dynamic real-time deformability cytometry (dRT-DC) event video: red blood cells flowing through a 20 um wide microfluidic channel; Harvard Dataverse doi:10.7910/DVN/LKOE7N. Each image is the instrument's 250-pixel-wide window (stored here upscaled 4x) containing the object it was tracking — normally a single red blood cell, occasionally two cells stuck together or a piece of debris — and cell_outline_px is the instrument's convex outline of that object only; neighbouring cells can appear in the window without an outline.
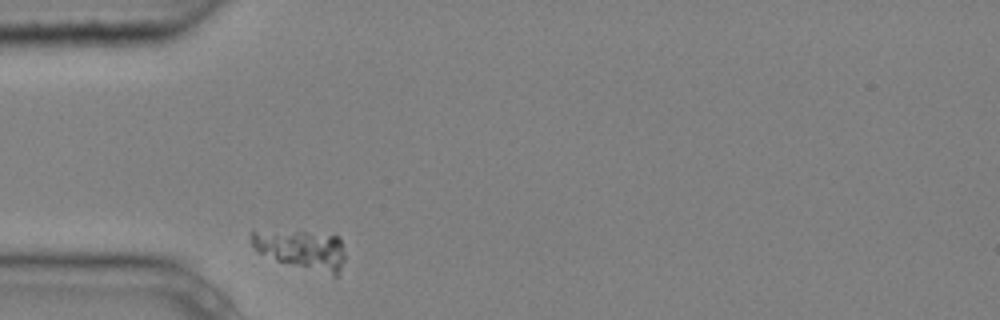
{"species": "common noctule bat (a hibernating species)", "species_latin": "Nyctalus noctula", "temperature_condition": "cold", "stored_images_in_passage": 1, "camera_frame_rate_fps": 3000, "um_per_image_px": 0.085, "animal": {"sex": "male", "body_mass_g": 20.4}, "frame": {"image": 1, "passage_image": 1, "time_ms": 0.0, "image_size_px": [1000, 320], "cell_outline_px": [[344, 260], [336, 276], [332, 276], [276, 260], [260, 252], [252, 244], [248, 236], [252, 228], [308, 232], [340, 236], [344, 252]], "centroid_in_image_um": [25.59, 21.16], "position_along_channel_um": 59.4, "area_um2": 21.85}}